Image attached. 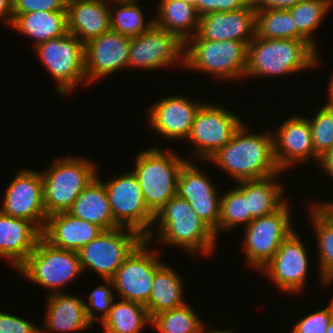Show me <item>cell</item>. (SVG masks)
Segmentation results:
<instances>
[{"label": "cell", "instance_id": "cell-1", "mask_svg": "<svg viewBox=\"0 0 333 333\" xmlns=\"http://www.w3.org/2000/svg\"><path fill=\"white\" fill-rule=\"evenodd\" d=\"M247 127L243 123L232 139L208 161L221 167L237 182L280 175L282 171L274 157L272 132L250 134Z\"/></svg>", "mask_w": 333, "mask_h": 333}, {"label": "cell", "instance_id": "cell-2", "mask_svg": "<svg viewBox=\"0 0 333 333\" xmlns=\"http://www.w3.org/2000/svg\"><path fill=\"white\" fill-rule=\"evenodd\" d=\"M154 224L157 231L151 230L146 241L153 240L157 233V241L165 245L204 255L212 254L217 237L214 231L197 215L190 203L175 195L155 215Z\"/></svg>", "mask_w": 333, "mask_h": 333}, {"label": "cell", "instance_id": "cell-3", "mask_svg": "<svg viewBox=\"0 0 333 333\" xmlns=\"http://www.w3.org/2000/svg\"><path fill=\"white\" fill-rule=\"evenodd\" d=\"M318 50L307 40L260 39L248 44L244 77L281 76L316 67Z\"/></svg>", "mask_w": 333, "mask_h": 333}, {"label": "cell", "instance_id": "cell-4", "mask_svg": "<svg viewBox=\"0 0 333 333\" xmlns=\"http://www.w3.org/2000/svg\"><path fill=\"white\" fill-rule=\"evenodd\" d=\"M167 150L151 146L134 157L136 165L132 172L139 182L146 206L153 215L176 195L180 170L188 161L172 149Z\"/></svg>", "mask_w": 333, "mask_h": 333}, {"label": "cell", "instance_id": "cell-5", "mask_svg": "<svg viewBox=\"0 0 333 333\" xmlns=\"http://www.w3.org/2000/svg\"><path fill=\"white\" fill-rule=\"evenodd\" d=\"M81 157L65 156L41 172L47 217L67 212L80 193L97 176L95 164Z\"/></svg>", "mask_w": 333, "mask_h": 333}, {"label": "cell", "instance_id": "cell-6", "mask_svg": "<svg viewBox=\"0 0 333 333\" xmlns=\"http://www.w3.org/2000/svg\"><path fill=\"white\" fill-rule=\"evenodd\" d=\"M247 42L188 39L185 42V67L208 72L218 79L239 80L245 76ZM237 78V79H236Z\"/></svg>", "mask_w": 333, "mask_h": 333}, {"label": "cell", "instance_id": "cell-7", "mask_svg": "<svg viewBox=\"0 0 333 333\" xmlns=\"http://www.w3.org/2000/svg\"><path fill=\"white\" fill-rule=\"evenodd\" d=\"M17 270L31 282L51 290L49 294L61 292V287L83 272L78 252L57 248L43 237Z\"/></svg>", "mask_w": 333, "mask_h": 333}, {"label": "cell", "instance_id": "cell-8", "mask_svg": "<svg viewBox=\"0 0 333 333\" xmlns=\"http://www.w3.org/2000/svg\"><path fill=\"white\" fill-rule=\"evenodd\" d=\"M43 66L56 80L57 93L68 95L81 81L86 82L84 44L69 32L33 48Z\"/></svg>", "mask_w": 333, "mask_h": 333}, {"label": "cell", "instance_id": "cell-9", "mask_svg": "<svg viewBox=\"0 0 333 333\" xmlns=\"http://www.w3.org/2000/svg\"><path fill=\"white\" fill-rule=\"evenodd\" d=\"M144 239L137 231L129 228L104 230L78 251L82 271L89 268L101 279L110 280Z\"/></svg>", "mask_w": 333, "mask_h": 333}, {"label": "cell", "instance_id": "cell-10", "mask_svg": "<svg viewBox=\"0 0 333 333\" xmlns=\"http://www.w3.org/2000/svg\"><path fill=\"white\" fill-rule=\"evenodd\" d=\"M114 221L144 238L152 230L154 215L148 210L139 182L132 171L103 182Z\"/></svg>", "mask_w": 333, "mask_h": 333}, {"label": "cell", "instance_id": "cell-11", "mask_svg": "<svg viewBox=\"0 0 333 333\" xmlns=\"http://www.w3.org/2000/svg\"><path fill=\"white\" fill-rule=\"evenodd\" d=\"M290 207L286 202L279 210L253 219L245 225L244 244L247 264L263 269L272 259L281 243L294 231Z\"/></svg>", "mask_w": 333, "mask_h": 333}, {"label": "cell", "instance_id": "cell-12", "mask_svg": "<svg viewBox=\"0 0 333 333\" xmlns=\"http://www.w3.org/2000/svg\"><path fill=\"white\" fill-rule=\"evenodd\" d=\"M149 243L144 239L110 279L120 300L147 304L155 272L164 264L158 251L148 250Z\"/></svg>", "mask_w": 333, "mask_h": 333}, {"label": "cell", "instance_id": "cell-13", "mask_svg": "<svg viewBox=\"0 0 333 333\" xmlns=\"http://www.w3.org/2000/svg\"><path fill=\"white\" fill-rule=\"evenodd\" d=\"M243 122L231 110L206 102L198 109L186 140L195 146V156L209 160L232 139Z\"/></svg>", "mask_w": 333, "mask_h": 333}, {"label": "cell", "instance_id": "cell-14", "mask_svg": "<svg viewBox=\"0 0 333 333\" xmlns=\"http://www.w3.org/2000/svg\"><path fill=\"white\" fill-rule=\"evenodd\" d=\"M175 64L185 66V42L176 34L153 25L131 38L128 68L152 71Z\"/></svg>", "mask_w": 333, "mask_h": 333}, {"label": "cell", "instance_id": "cell-15", "mask_svg": "<svg viewBox=\"0 0 333 333\" xmlns=\"http://www.w3.org/2000/svg\"><path fill=\"white\" fill-rule=\"evenodd\" d=\"M2 203L0 211L3 214L29 220L43 231L47 213L41 172L27 168L18 171L10 182Z\"/></svg>", "mask_w": 333, "mask_h": 333}, {"label": "cell", "instance_id": "cell-16", "mask_svg": "<svg viewBox=\"0 0 333 333\" xmlns=\"http://www.w3.org/2000/svg\"><path fill=\"white\" fill-rule=\"evenodd\" d=\"M308 257L301 237L299 238L297 231H293L261 270L282 292H300L305 286L308 275Z\"/></svg>", "mask_w": 333, "mask_h": 333}, {"label": "cell", "instance_id": "cell-17", "mask_svg": "<svg viewBox=\"0 0 333 333\" xmlns=\"http://www.w3.org/2000/svg\"><path fill=\"white\" fill-rule=\"evenodd\" d=\"M189 160L180 170L176 195L188 201L197 215L218 233L220 201L215 184Z\"/></svg>", "mask_w": 333, "mask_h": 333}, {"label": "cell", "instance_id": "cell-18", "mask_svg": "<svg viewBox=\"0 0 333 333\" xmlns=\"http://www.w3.org/2000/svg\"><path fill=\"white\" fill-rule=\"evenodd\" d=\"M131 38L107 31L84 45L86 83L128 68Z\"/></svg>", "mask_w": 333, "mask_h": 333}, {"label": "cell", "instance_id": "cell-19", "mask_svg": "<svg viewBox=\"0 0 333 333\" xmlns=\"http://www.w3.org/2000/svg\"><path fill=\"white\" fill-rule=\"evenodd\" d=\"M255 26L256 10L249 3L236 10L214 11L200 16L197 33L189 39L250 43L255 37Z\"/></svg>", "mask_w": 333, "mask_h": 333}, {"label": "cell", "instance_id": "cell-20", "mask_svg": "<svg viewBox=\"0 0 333 333\" xmlns=\"http://www.w3.org/2000/svg\"><path fill=\"white\" fill-rule=\"evenodd\" d=\"M272 138L274 157L281 171L284 172L297 163L303 164L313 157L318 163L308 118L301 115L291 116L280 125L276 134L272 133Z\"/></svg>", "mask_w": 333, "mask_h": 333}, {"label": "cell", "instance_id": "cell-21", "mask_svg": "<svg viewBox=\"0 0 333 333\" xmlns=\"http://www.w3.org/2000/svg\"><path fill=\"white\" fill-rule=\"evenodd\" d=\"M153 103L148 112L149 125L161 137L187 139L194 117L203 104L184 95L166 97Z\"/></svg>", "mask_w": 333, "mask_h": 333}, {"label": "cell", "instance_id": "cell-22", "mask_svg": "<svg viewBox=\"0 0 333 333\" xmlns=\"http://www.w3.org/2000/svg\"><path fill=\"white\" fill-rule=\"evenodd\" d=\"M42 237L31 221L0 211V259H7L16 270L26 261Z\"/></svg>", "mask_w": 333, "mask_h": 333}, {"label": "cell", "instance_id": "cell-23", "mask_svg": "<svg viewBox=\"0 0 333 333\" xmlns=\"http://www.w3.org/2000/svg\"><path fill=\"white\" fill-rule=\"evenodd\" d=\"M109 0H67V30L84 45L111 30Z\"/></svg>", "mask_w": 333, "mask_h": 333}, {"label": "cell", "instance_id": "cell-24", "mask_svg": "<svg viewBox=\"0 0 333 333\" xmlns=\"http://www.w3.org/2000/svg\"><path fill=\"white\" fill-rule=\"evenodd\" d=\"M103 231L93 223L61 212L47 217L42 237L57 248L78 252Z\"/></svg>", "mask_w": 333, "mask_h": 333}, {"label": "cell", "instance_id": "cell-25", "mask_svg": "<svg viewBox=\"0 0 333 333\" xmlns=\"http://www.w3.org/2000/svg\"><path fill=\"white\" fill-rule=\"evenodd\" d=\"M44 327L40 333H77L93 325L87 317L84 300L75 295L57 292L47 295Z\"/></svg>", "mask_w": 333, "mask_h": 333}, {"label": "cell", "instance_id": "cell-26", "mask_svg": "<svg viewBox=\"0 0 333 333\" xmlns=\"http://www.w3.org/2000/svg\"><path fill=\"white\" fill-rule=\"evenodd\" d=\"M67 212L103 230L119 227L114 221L106 188L98 175L80 193Z\"/></svg>", "mask_w": 333, "mask_h": 333}, {"label": "cell", "instance_id": "cell-27", "mask_svg": "<svg viewBox=\"0 0 333 333\" xmlns=\"http://www.w3.org/2000/svg\"><path fill=\"white\" fill-rule=\"evenodd\" d=\"M273 175L258 180H242L236 182V186L247 198L250 222L261 216L269 215L279 210L286 202L283 196L284 185L277 181ZM276 179V181H275Z\"/></svg>", "mask_w": 333, "mask_h": 333}, {"label": "cell", "instance_id": "cell-28", "mask_svg": "<svg viewBox=\"0 0 333 333\" xmlns=\"http://www.w3.org/2000/svg\"><path fill=\"white\" fill-rule=\"evenodd\" d=\"M10 27L33 38V47L35 48L38 44L68 33L67 11H36L13 14Z\"/></svg>", "mask_w": 333, "mask_h": 333}, {"label": "cell", "instance_id": "cell-29", "mask_svg": "<svg viewBox=\"0 0 333 333\" xmlns=\"http://www.w3.org/2000/svg\"><path fill=\"white\" fill-rule=\"evenodd\" d=\"M175 270L163 264L156 272L149 300L145 305L150 318L156 314L180 307L187 302L183 298V282Z\"/></svg>", "mask_w": 333, "mask_h": 333}, {"label": "cell", "instance_id": "cell-30", "mask_svg": "<svg viewBox=\"0 0 333 333\" xmlns=\"http://www.w3.org/2000/svg\"><path fill=\"white\" fill-rule=\"evenodd\" d=\"M154 25L174 33L184 42L197 33L199 15L194 5L183 0H159Z\"/></svg>", "mask_w": 333, "mask_h": 333}, {"label": "cell", "instance_id": "cell-31", "mask_svg": "<svg viewBox=\"0 0 333 333\" xmlns=\"http://www.w3.org/2000/svg\"><path fill=\"white\" fill-rule=\"evenodd\" d=\"M101 325L104 333H141L146 325H151V318L145 305L120 300L113 302Z\"/></svg>", "mask_w": 333, "mask_h": 333}, {"label": "cell", "instance_id": "cell-32", "mask_svg": "<svg viewBox=\"0 0 333 333\" xmlns=\"http://www.w3.org/2000/svg\"><path fill=\"white\" fill-rule=\"evenodd\" d=\"M313 205L309 210V217L317 236L320 283L329 286L333 282V219L317 204Z\"/></svg>", "mask_w": 333, "mask_h": 333}, {"label": "cell", "instance_id": "cell-33", "mask_svg": "<svg viewBox=\"0 0 333 333\" xmlns=\"http://www.w3.org/2000/svg\"><path fill=\"white\" fill-rule=\"evenodd\" d=\"M255 36L260 39L306 40L297 30L288 9L256 11Z\"/></svg>", "mask_w": 333, "mask_h": 333}, {"label": "cell", "instance_id": "cell-34", "mask_svg": "<svg viewBox=\"0 0 333 333\" xmlns=\"http://www.w3.org/2000/svg\"><path fill=\"white\" fill-rule=\"evenodd\" d=\"M137 2L139 1H110L109 5L113 7L110 6V26L112 31L133 38L149 30L154 25V18L150 22H145L143 11Z\"/></svg>", "mask_w": 333, "mask_h": 333}, {"label": "cell", "instance_id": "cell-35", "mask_svg": "<svg viewBox=\"0 0 333 333\" xmlns=\"http://www.w3.org/2000/svg\"><path fill=\"white\" fill-rule=\"evenodd\" d=\"M150 326L160 333H200L206 327L188 302L156 314Z\"/></svg>", "mask_w": 333, "mask_h": 333}, {"label": "cell", "instance_id": "cell-36", "mask_svg": "<svg viewBox=\"0 0 333 333\" xmlns=\"http://www.w3.org/2000/svg\"><path fill=\"white\" fill-rule=\"evenodd\" d=\"M333 0H302L293 7L288 8L298 32L316 49L317 42L312 34L321 25L332 8Z\"/></svg>", "mask_w": 333, "mask_h": 333}, {"label": "cell", "instance_id": "cell-37", "mask_svg": "<svg viewBox=\"0 0 333 333\" xmlns=\"http://www.w3.org/2000/svg\"><path fill=\"white\" fill-rule=\"evenodd\" d=\"M220 197L218 232L220 230L230 232L240 224L247 225L250 223L247 198L237 187L230 189Z\"/></svg>", "mask_w": 333, "mask_h": 333}, {"label": "cell", "instance_id": "cell-38", "mask_svg": "<svg viewBox=\"0 0 333 333\" xmlns=\"http://www.w3.org/2000/svg\"><path fill=\"white\" fill-rule=\"evenodd\" d=\"M308 121L315 155L319 158L333 146V112L322 106Z\"/></svg>", "mask_w": 333, "mask_h": 333}, {"label": "cell", "instance_id": "cell-39", "mask_svg": "<svg viewBox=\"0 0 333 333\" xmlns=\"http://www.w3.org/2000/svg\"><path fill=\"white\" fill-rule=\"evenodd\" d=\"M104 285L96 287L88 297L89 302L84 300L86 314L92 324L96 323L100 319V323L108 316L114 302L113 283L111 280L103 279ZM110 287V288H109ZM112 287V289H111ZM102 312V315L97 317L95 311Z\"/></svg>", "mask_w": 333, "mask_h": 333}, {"label": "cell", "instance_id": "cell-40", "mask_svg": "<svg viewBox=\"0 0 333 333\" xmlns=\"http://www.w3.org/2000/svg\"><path fill=\"white\" fill-rule=\"evenodd\" d=\"M324 309L303 317L292 327L290 333H325L333 316V299Z\"/></svg>", "mask_w": 333, "mask_h": 333}, {"label": "cell", "instance_id": "cell-41", "mask_svg": "<svg viewBox=\"0 0 333 333\" xmlns=\"http://www.w3.org/2000/svg\"><path fill=\"white\" fill-rule=\"evenodd\" d=\"M67 0H13V13L67 11Z\"/></svg>", "mask_w": 333, "mask_h": 333}, {"label": "cell", "instance_id": "cell-42", "mask_svg": "<svg viewBox=\"0 0 333 333\" xmlns=\"http://www.w3.org/2000/svg\"><path fill=\"white\" fill-rule=\"evenodd\" d=\"M250 0H196L194 4L199 16L204 14L220 11L228 12L242 7H246Z\"/></svg>", "mask_w": 333, "mask_h": 333}, {"label": "cell", "instance_id": "cell-43", "mask_svg": "<svg viewBox=\"0 0 333 333\" xmlns=\"http://www.w3.org/2000/svg\"><path fill=\"white\" fill-rule=\"evenodd\" d=\"M0 333H40V329L19 316L0 312Z\"/></svg>", "mask_w": 333, "mask_h": 333}, {"label": "cell", "instance_id": "cell-44", "mask_svg": "<svg viewBox=\"0 0 333 333\" xmlns=\"http://www.w3.org/2000/svg\"><path fill=\"white\" fill-rule=\"evenodd\" d=\"M302 0H250L256 11L264 9H288Z\"/></svg>", "mask_w": 333, "mask_h": 333}, {"label": "cell", "instance_id": "cell-45", "mask_svg": "<svg viewBox=\"0 0 333 333\" xmlns=\"http://www.w3.org/2000/svg\"><path fill=\"white\" fill-rule=\"evenodd\" d=\"M318 163L325 170L324 173L333 179V146L319 157Z\"/></svg>", "mask_w": 333, "mask_h": 333}, {"label": "cell", "instance_id": "cell-46", "mask_svg": "<svg viewBox=\"0 0 333 333\" xmlns=\"http://www.w3.org/2000/svg\"><path fill=\"white\" fill-rule=\"evenodd\" d=\"M13 14V0H0V20L11 26Z\"/></svg>", "mask_w": 333, "mask_h": 333}, {"label": "cell", "instance_id": "cell-47", "mask_svg": "<svg viewBox=\"0 0 333 333\" xmlns=\"http://www.w3.org/2000/svg\"><path fill=\"white\" fill-rule=\"evenodd\" d=\"M331 81L329 82V85H328V99L326 102L325 105H323L324 107H326L329 111H332L333 112V76L331 77L330 79Z\"/></svg>", "mask_w": 333, "mask_h": 333}, {"label": "cell", "instance_id": "cell-48", "mask_svg": "<svg viewBox=\"0 0 333 333\" xmlns=\"http://www.w3.org/2000/svg\"><path fill=\"white\" fill-rule=\"evenodd\" d=\"M325 333H333V316L329 322L328 328Z\"/></svg>", "mask_w": 333, "mask_h": 333}, {"label": "cell", "instance_id": "cell-49", "mask_svg": "<svg viewBox=\"0 0 333 333\" xmlns=\"http://www.w3.org/2000/svg\"><path fill=\"white\" fill-rule=\"evenodd\" d=\"M214 333H234V332L229 330H214Z\"/></svg>", "mask_w": 333, "mask_h": 333}, {"label": "cell", "instance_id": "cell-50", "mask_svg": "<svg viewBox=\"0 0 333 333\" xmlns=\"http://www.w3.org/2000/svg\"><path fill=\"white\" fill-rule=\"evenodd\" d=\"M206 329L207 328L205 327L200 333H214V330L208 331Z\"/></svg>", "mask_w": 333, "mask_h": 333}, {"label": "cell", "instance_id": "cell-51", "mask_svg": "<svg viewBox=\"0 0 333 333\" xmlns=\"http://www.w3.org/2000/svg\"><path fill=\"white\" fill-rule=\"evenodd\" d=\"M183 1L190 3L192 5H194L196 3V0H183Z\"/></svg>", "mask_w": 333, "mask_h": 333}]
</instances>
